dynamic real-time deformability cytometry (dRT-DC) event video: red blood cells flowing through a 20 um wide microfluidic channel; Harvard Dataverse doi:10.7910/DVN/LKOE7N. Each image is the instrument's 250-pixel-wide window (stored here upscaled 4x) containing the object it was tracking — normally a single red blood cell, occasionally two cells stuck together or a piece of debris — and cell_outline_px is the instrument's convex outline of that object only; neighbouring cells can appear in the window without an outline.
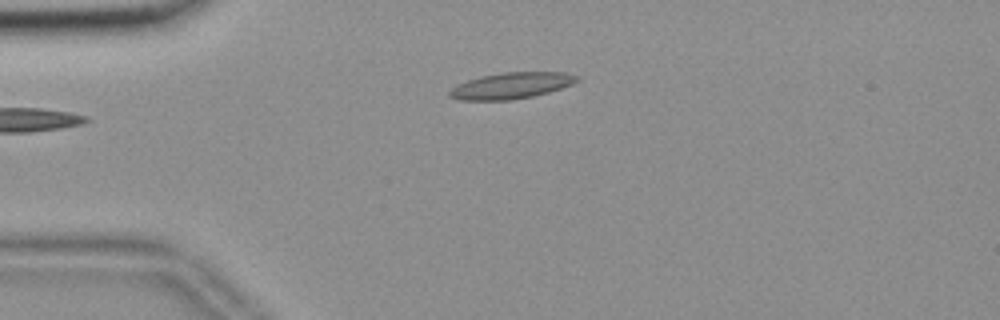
{"species": "common noctule bat (a hibernating species)", "species_latin": "Nyctalus noctula", "temperature_condition": "room temperature", "stored_images_in_passage": 39, "camera_frame_rate_fps": 3000, "um_per_image_px": 0.085, "animal": {"sex": "female", "body_mass_g": 18.4}, "frame": {"image": 1, "passage_image": 1, "time_ms": 0.0, "image_size_px": [1000, 320], "cell_outline_px": [[580, 80], [572, 84], [548, 92], [532, 96], [512, 100], [460, 100], [448, 96], [448, 92], [452, 88], [468, 80], [480, 76], [500, 72], [564, 72], [580, 76]], "centroid_in_image_um": [43.47, 7.27], "position_along_channel_um": 41.5, "area_um2": 19.48}}
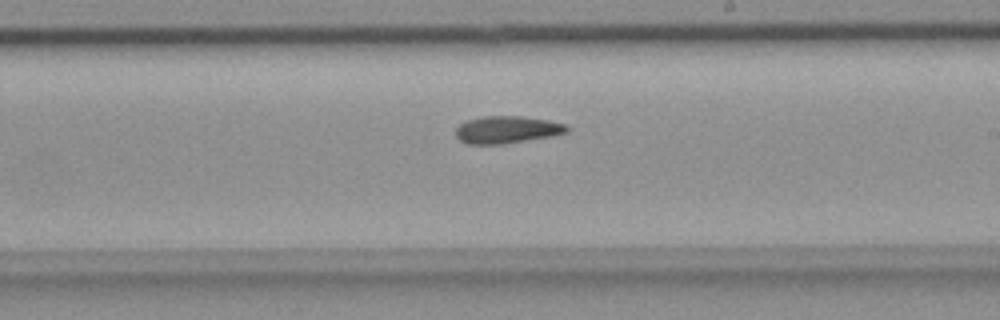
{"frame": {"image": 2, "passage_image": 20, "time_ms": 6.333, "image_size_px": [1000, 320], "cell_outline_px": [[568, 132], [552, 136], [500, 144], [468, 144], [460, 140], [456, 136], [456, 128], [460, 124], [468, 120], [480, 116], [524, 116], [548, 120], [568, 124]], "centroid_in_image_um": [43.11, 11.01], "position_along_channel_um": 245.9, "area_um2": 17.69}}
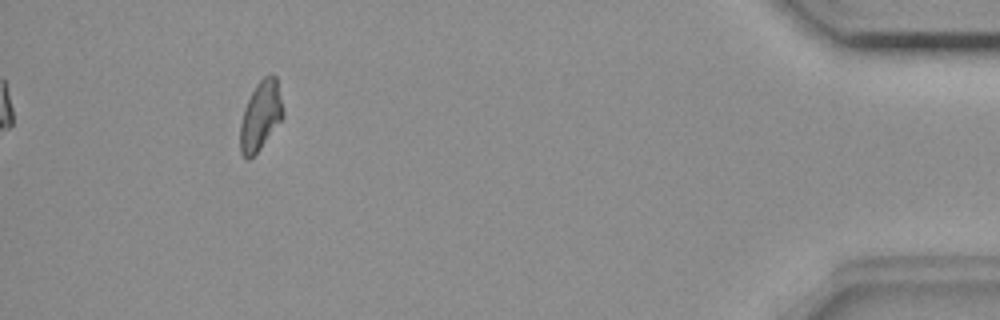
{"frame": {"image": 3, "passage_image": 39, "time_ms": 12.667, "image_size_px": [1000, 320], "cell_outline_px": [[284, 116], [260, 148], [248, 160], [240, 152], [240, 124], [244, 108], [256, 84], [264, 76], [272, 72], [276, 76], [284, 112]], "centroid_in_image_um": [22.15, 9.8], "position_along_channel_um": 413.0, "area_um2": 17.11}, "authors_computed_cell_mechanics": {"area_um2": 17.918, "velocity_mm_per_s": 3.6371, "shape_relaxation_time_tau1_ms": null, "shape_relaxation_time_tau2_ms": 10.6504, "deformation_change_tau1": null, "deformation_change_tau2": 0.1808}}